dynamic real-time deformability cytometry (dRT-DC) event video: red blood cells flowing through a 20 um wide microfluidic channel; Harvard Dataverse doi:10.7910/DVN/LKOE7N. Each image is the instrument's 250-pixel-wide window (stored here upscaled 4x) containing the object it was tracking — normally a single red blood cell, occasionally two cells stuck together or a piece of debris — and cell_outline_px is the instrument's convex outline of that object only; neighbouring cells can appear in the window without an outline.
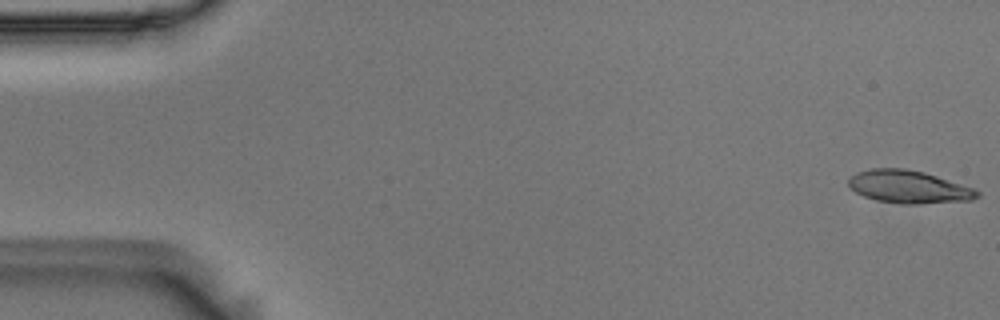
{"species": "Egyptian fruit bat (a non-hibernating species)", "species_latin": "Rousettus aegyptiacus", "temperature_condition": "room temperature", "stored_images_in_passage": 55, "camera_frame_rate_fps": 3000, "um_per_image_px": 0.085, "animal": {"sex": "male"}, "frame": {"image": 1, "passage_image": 1, "time_ms": 0.0, "image_size_px": [1000, 320], "cell_outline_px": [[980, 196], [972, 200], [916, 204], [900, 204], [876, 200], [864, 196], [856, 192], [848, 184], [848, 176], [856, 172], [872, 168], [904, 168], [924, 172], [976, 188], [980, 192]], "centroid_in_image_um": [77.25, 15.88], "position_along_channel_um": 7.7, "area_um2": 24.8}}
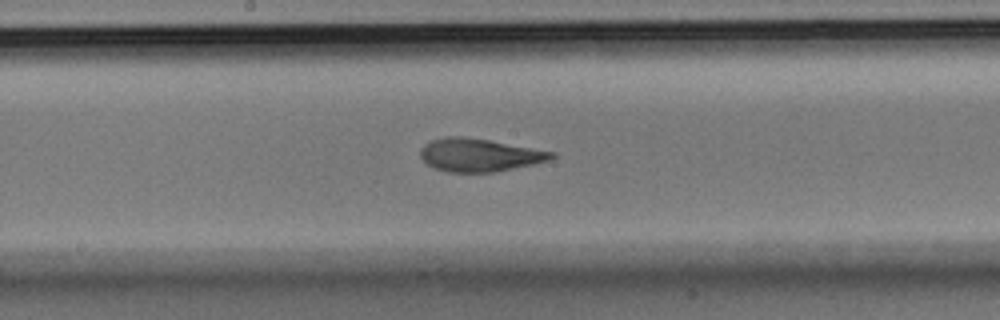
{"frame": {"image": 2, "passage_image": 29, "time_ms": 9.333, "image_size_px": [1000, 320], "cell_outline_px": [[556, 156], [552, 160], [492, 172], [448, 172], [432, 168], [420, 156], [420, 148], [424, 144], [432, 140], [444, 136], [460, 136], [488, 140], [556, 152]], "centroid_in_image_um": [40.73, 13.17], "position_along_channel_um": 207.5, "area_um2": 25.14}}
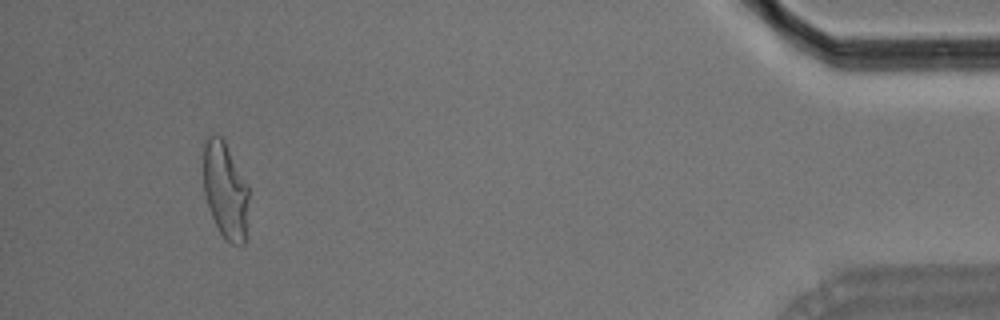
{"frame": {"image": 3, "passage_image": 52, "time_ms": 17.0, "image_size_px": [1000, 320], "cell_outline_px": [[248, 196], [244, 244], [232, 244], [220, 232], [212, 216], [204, 192], [204, 140], [208, 136], [220, 136], [224, 140], [248, 184]], "centroid_in_image_um": [19.15, 16.14], "position_along_channel_um": 416.0, "area_um2": 25.03}, "authors_computed_cell_mechanics": {"area_um2": 25.0852, "velocity_mm_per_s": 3.6147, "shape_relaxation_time_tau1_ms": 9.4431, "shape_relaxation_time_tau2_ms": 1.7518, "deformation_change_tau1": 0.2879, "deformation_change_tau2": 0.0868}}